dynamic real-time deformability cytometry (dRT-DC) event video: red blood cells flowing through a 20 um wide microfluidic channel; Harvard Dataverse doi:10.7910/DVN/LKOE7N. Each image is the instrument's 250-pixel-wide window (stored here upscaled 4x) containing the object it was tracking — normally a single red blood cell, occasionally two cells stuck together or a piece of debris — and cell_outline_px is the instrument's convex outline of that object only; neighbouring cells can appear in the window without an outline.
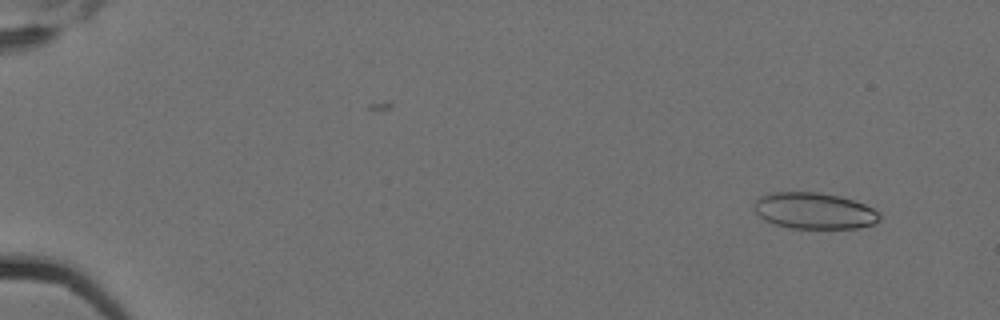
{"species": "Egyptian fruit bat (a non-hibernating species)", "species_latin": "Rousettus aegyptiacus", "temperature_condition": "cold", "stored_images_in_passage": 5, "camera_frame_rate_fps": 3000, "um_per_image_px": 0.085, "animal": {"sex": "female"}, "frame": {"image": 1, "passage_image": 1, "time_ms": 0.0, "image_size_px": [1000, 320], "cell_outline_px": [[880, 220], [872, 224], [860, 228], [788, 228], [764, 220], [752, 208], [752, 204], [760, 196], [772, 192], [816, 192], [840, 196], [864, 204], [880, 212]], "centroid_in_image_um": [69.19, 17.92], "position_along_channel_um": 15.8, "area_um2": 26.65}}
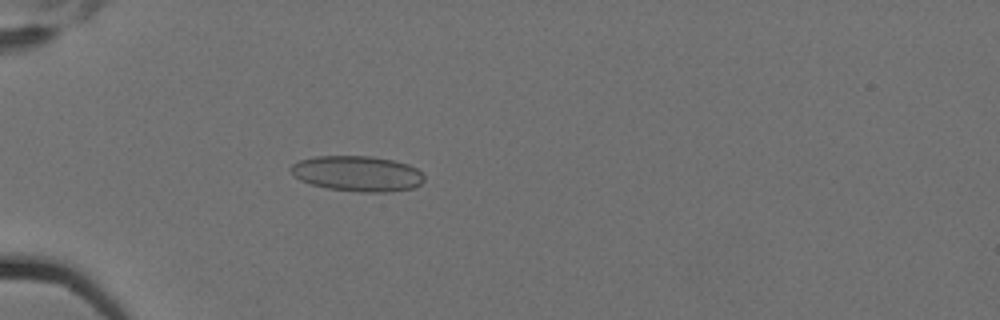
{"frame": {"image": 2, "passage_image": 4, "time_ms": 1.0, "image_size_px": [1000, 320], "cell_outline_px": [[424, 180], [420, 184], [412, 188], [388, 192], [360, 192], [328, 188], [312, 184], [300, 180], [292, 176], [288, 168], [292, 164], [300, 160], [316, 156], [372, 156], [392, 160], [408, 164], [416, 168], [424, 176]], "centroid_in_image_um": [30.35, 14.75], "position_along_channel_um": 54.7, "area_um2": 27.63}}